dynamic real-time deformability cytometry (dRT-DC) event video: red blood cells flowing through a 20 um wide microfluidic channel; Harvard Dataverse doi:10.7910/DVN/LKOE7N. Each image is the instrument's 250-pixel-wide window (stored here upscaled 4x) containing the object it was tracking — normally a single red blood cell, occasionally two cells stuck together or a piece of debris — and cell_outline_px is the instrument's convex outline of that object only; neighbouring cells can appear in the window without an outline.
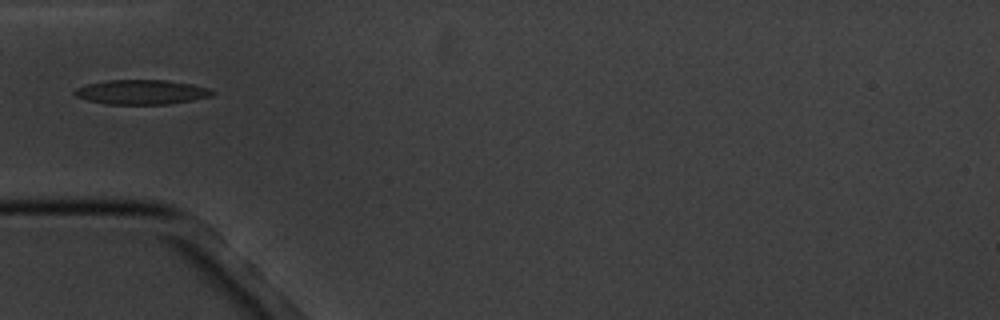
{"species": "common noctule bat (a hibernating species)", "species_latin": "Nyctalus noctula", "temperature_condition": "cold", "stored_images_in_passage": 1, "camera_frame_rate_fps": 3000, "um_per_image_px": 0.085, "animal": {"sex": "male", "body_mass_g": 20.1, "forearm_length_mm": 53.5}, "frame": {"image": 1, "passage_image": 1, "time_ms": 0.0, "image_size_px": [1000, 320], "cell_outline_px": [[216, 92], [212, 96], [192, 100], [168, 104], [104, 104], [88, 100], [76, 96], [72, 92], [76, 88], [88, 84], [108, 80], [168, 80], [192, 84], [212, 88]], "centroid_in_image_um": [12.07, 7.82], "position_along_channel_um": 72.9, "area_um2": 19.83}}